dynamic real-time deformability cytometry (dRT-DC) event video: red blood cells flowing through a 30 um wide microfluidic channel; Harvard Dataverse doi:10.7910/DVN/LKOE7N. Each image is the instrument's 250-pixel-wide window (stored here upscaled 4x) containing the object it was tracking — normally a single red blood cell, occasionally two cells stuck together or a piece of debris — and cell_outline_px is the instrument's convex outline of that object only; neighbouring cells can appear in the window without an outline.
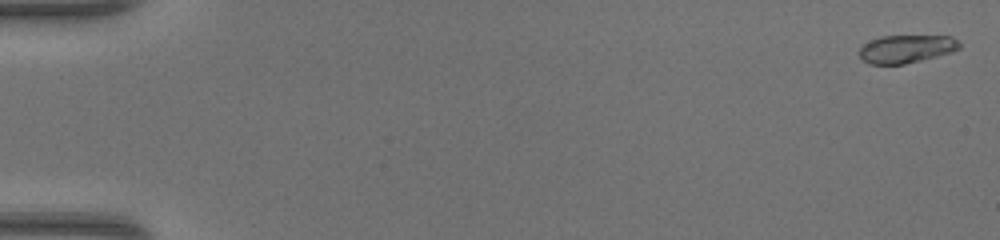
{"species": "common noctule bat (a hibernating species)", "species_latin": "Nyctalus noctula", "temperature_condition": "warm", "stored_images_in_passage": 50, "camera_frame_rate_fps": 3000, "um_per_image_px": 0.085, "animal": {"sex": "female", "body_mass_g": 17.0, "forearm_length_mm": 48.0}, "frame": {"image": 1, "passage_image": 2, "time_ms": 0.333, "image_size_px": [1000, 240], "cell_outline_px": [[960, 48], [952, 52], [904, 64], [868, 64], [860, 60], [860, 48], [864, 44], [880, 36], [952, 36], [960, 44]], "centroid_in_image_um": [77.01, 4.16], "position_along_channel_um": 8.0, "area_um2": 16.24}}
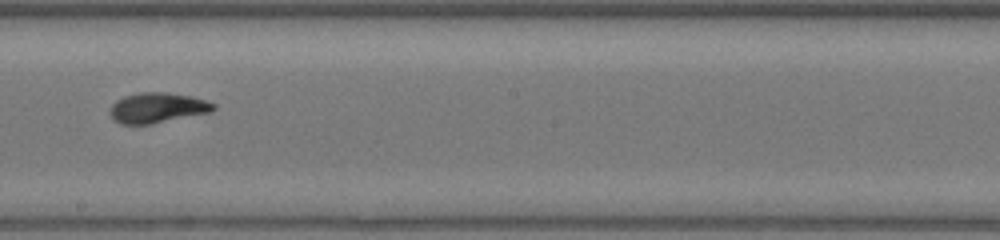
{"frame": {"image": 2, "passage_image": 30, "time_ms": 9.667, "image_size_px": [1000, 240], "cell_outline_px": [[216, 108], [212, 112], [152, 124], [120, 124], [112, 120], [108, 112], [108, 108], [116, 100], [124, 96], [140, 92], [168, 92], [192, 96], [208, 100], [216, 104]], "centroid_in_image_um": [13.37, 9.16], "position_along_channel_um": 234.8, "area_um2": 18.73}}
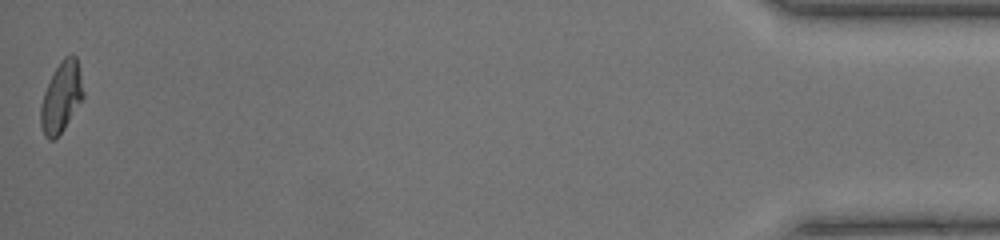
{"frame": {"image": 3, "passage_image": 50, "time_ms": 16.333, "image_size_px": [1000, 240], "cell_outline_px": [[84, 96], [64, 128], [52, 140], [48, 140], [44, 136], [40, 124], [40, 108], [44, 92], [56, 68], [64, 56], [76, 56], [80, 72], [84, 92]], "centroid_in_image_um": [5.2, 8.27], "position_along_channel_um": 430.0, "area_um2": 17.11}, "authors_computed_cell_mechanics": {"area_um2": 17.6579, "velocity_mm_per_s": 4.3217, "shape_relaxation_time_tau1_ms": 5.1241, "shape_relaxation_time_tau2_ms": 0.9518, "deformation_change_tau1": 0.2538, "deformation_change_tau2": 0.0417}}